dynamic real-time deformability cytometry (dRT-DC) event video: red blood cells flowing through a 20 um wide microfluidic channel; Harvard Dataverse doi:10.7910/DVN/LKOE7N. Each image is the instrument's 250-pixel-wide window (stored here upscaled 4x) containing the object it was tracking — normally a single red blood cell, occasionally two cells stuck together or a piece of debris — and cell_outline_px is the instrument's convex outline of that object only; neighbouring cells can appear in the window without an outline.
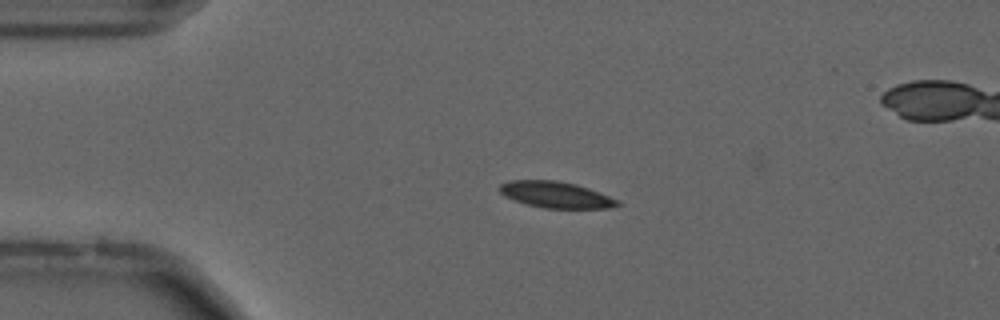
{"species": "common noctule bat (a hibernating species)", "species_latin": "Nyctalus noctula", "temperature_condition": "cold", "stored_images_in_passage": 25, "camera_frame_rate_fps": 3000, "um_per_image_px": 0.085, "animal": {"sex": "male", "forearm_length_mm": 52.5}, "frame": {"image": 1, "passage_image": 1, "time_ms": 0.0, "image_size_px": [1000, 320], "cell_outline_px": [[624, 204], [608, 208], [544, 208], [528, 204], [504, 196], [500, 192], [500, 184], [508, 180], [556, 180], [576, 184], [588, 188], [620, 200]], "centroid_in_image_um": [47.28, 16.55], "position_along_channel_um": 37.7, "area_um2": 18.03}}
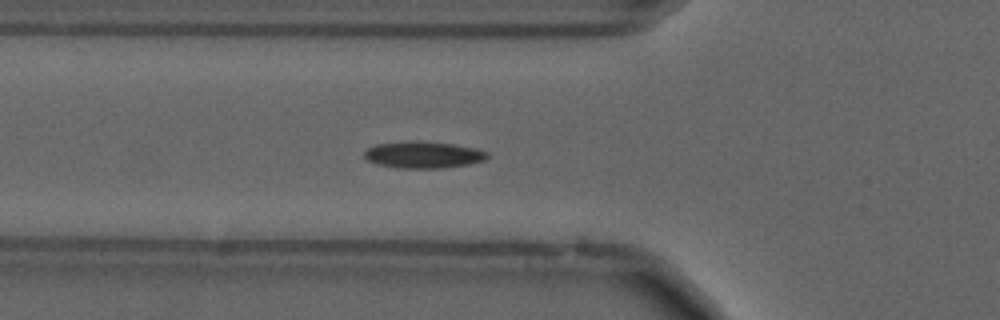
{"frame": {"image": 2, "passage_image": 8, "time_ms": 2.333, "image_size_px": [1000, 320], "cell_outline_px": [[488, 156], [484, 160], [468, 164], [444, 168], [400, 168], [380, 164], [368, 160], [364, 156], [364, 152], [368, 148], [376, 144], [452, 144], [476, 148], [488, 152]], "centroid_in_image_um": [36.04, 13.21], "position_along_channel_um": 89.8, "area_um2": 17.92}}